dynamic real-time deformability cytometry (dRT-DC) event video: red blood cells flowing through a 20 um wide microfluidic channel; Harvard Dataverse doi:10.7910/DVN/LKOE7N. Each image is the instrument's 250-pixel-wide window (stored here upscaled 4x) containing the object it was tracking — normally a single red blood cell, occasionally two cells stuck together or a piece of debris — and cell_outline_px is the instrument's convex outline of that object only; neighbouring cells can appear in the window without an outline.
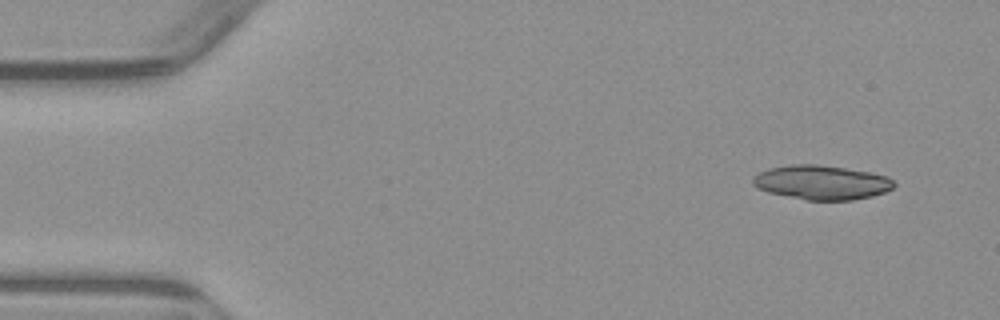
{"species": "common noctule bat (a hibernating species)", "species_latin": "Nyctalus noctula", "temperature_condition": "warm", "stored_images_in_passage": 4, "camera_frame_rate_fps": 3000, "um_per_image_px": 0.085, "animal": {"sex": "male", "body_mass_g": 23.1, "forearm_length_mm": 52.7}, "frame": {"image": 1, "passage_image": 1, "time_ms": 0.0, "image_size_px": [1000, 320], "cell_outline_px": [[896, 184], [892, 188], [884, 192], [872, 196], [852, 200], [808, 200], [768, 192], [756, 188], [752, 184], [752, 176], [768, 168], [792, 164], [816, 164], [872, 172], [888, 176]], "centroid_in_image_um": [69.82, 15.5], "position_along_channel_um": 15.2, "area_um2": 28.26}}